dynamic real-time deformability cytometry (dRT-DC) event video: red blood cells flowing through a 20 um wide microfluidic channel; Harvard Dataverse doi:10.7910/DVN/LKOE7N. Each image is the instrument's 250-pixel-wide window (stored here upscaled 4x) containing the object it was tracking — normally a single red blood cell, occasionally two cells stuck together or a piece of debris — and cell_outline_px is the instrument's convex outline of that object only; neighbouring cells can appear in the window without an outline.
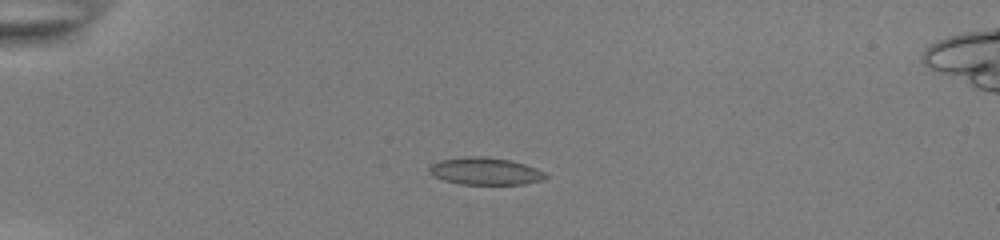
{"species": "common noctule bat (a hibernating species)", "species_latin": "Nyctalus noctula", "temperature_condition": "room temperature", "stored_images_in_passage": 40, "camera_frame_rate_fps": 3000, "um_per_image_px": 0.085, "animal": {"sex": "female", "body_mass_g": 22.0, "forearm_length_mm": 56.7}, "frame": {"image": 1, "passage_image": 1, "time_ms": 0.0, "image_size_px": [1000, 240], "cell_outline_px": [[548, 176], [544, 180], [524, 184], [460, 184], [444, 180], [428, 172], [428, 168], [432, 164], [440, 160], [468, 156], [488, 156], [512, 160], [536, 168], [544, 172]], "centroid_in_image_um": [41.27, 14.54], "position_along_channel_um": 43.7, "area_um2": 18.55}}
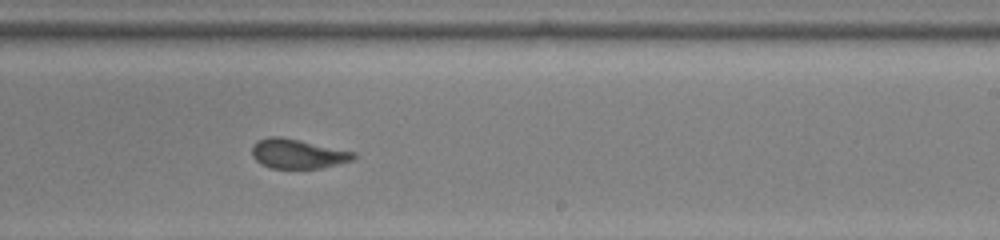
{"frame": {"image": 2, "passage_image": 21, "time_ms": 6.667, "image_size_px": [1000, 240], "cell_outline_px": [[356, 160], [320, 168], [272, 168], [260, 164], [252, 156], [252, 144], [256, 140], [268, 136], [280, 136], [300, 140], [356, 152]], "centroid_in_image_um": [25.3, 13.06], "position_along_channel_um": 263.7, "area_um2": 17.69}}
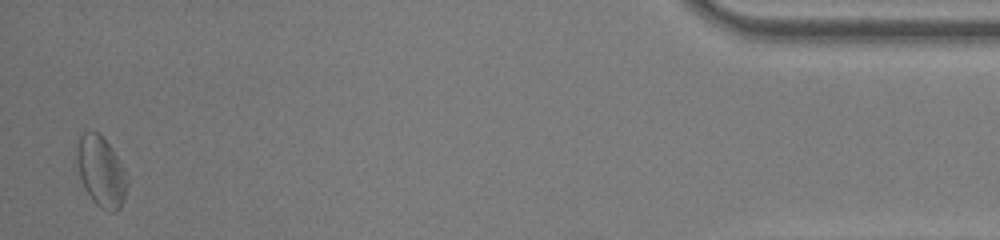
{"frame": {"image": 3, "passage_image": 39, "time_ms": 12.667, "image_size_px": [1000, 240], "cell_outline_px": [[128, 180], [124, 200], [120, 208], [116, 212], [108, 212], [100, 208], [92, 200], [84, 188], [80, 180], [76, 160], [76, 144], [80, 136], [84, 132], [92, 128], [112, 148], [128, 176]], "centroid_in_image_um": [8.57, 14.59], "position_along_channel_um": 426.6, "area_um2": 20.98}, "authors_computed_cell_mechanics": {"area_um2": 17.9469, "velocity_mm_per_s": 3.86, "shape_relaxation_time_tau1_ms": 2.3343, "shape_relaxation_time_tau2_ms": 1.5689, "deformation_change_tau1": 0.0948, "deformation_change_tau2": 0.0839}}